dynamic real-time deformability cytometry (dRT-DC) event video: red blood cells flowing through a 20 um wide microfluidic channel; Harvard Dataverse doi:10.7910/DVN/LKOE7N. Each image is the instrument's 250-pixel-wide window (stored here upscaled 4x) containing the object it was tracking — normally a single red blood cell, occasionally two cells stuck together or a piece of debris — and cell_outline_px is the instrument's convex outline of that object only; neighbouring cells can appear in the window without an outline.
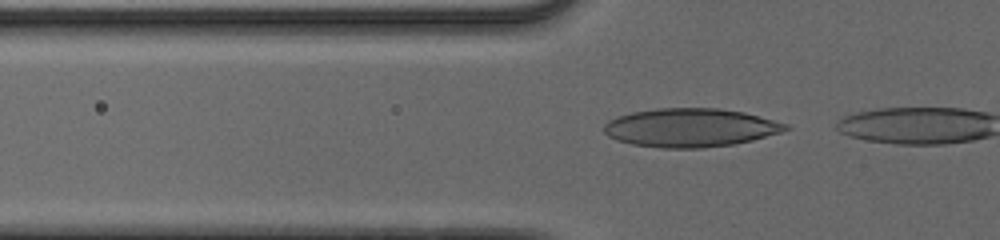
{"species": "human", "species_latin": "Homo sapiens", "temperature_condition": "cold", "stored_images_in_passage": 6, "camera_frame_rate_fps": 3000, "um_per_image_px": 0.085, "donor": {"sex": "male"}, "frame": {"image": 1, "passage_image": 3, "time_ms": 0.667, "image_size_px": [1000, 240], "cell_outline_px": [[792, 128], [780, 132], [752, 140], [732, 144], [704, 148], [660, 148], [632, 144], [616, 140], [608, 136], [604, 132], [604, 124], [608, 120], [616, 116], [632, 112], [656, 108], [720, 108], [744, 112], [788, 124]], "centroid_in_image_um": [58.65, 10.85], "position_along_channel_um": 67.1, "area_um2": 40.92}}